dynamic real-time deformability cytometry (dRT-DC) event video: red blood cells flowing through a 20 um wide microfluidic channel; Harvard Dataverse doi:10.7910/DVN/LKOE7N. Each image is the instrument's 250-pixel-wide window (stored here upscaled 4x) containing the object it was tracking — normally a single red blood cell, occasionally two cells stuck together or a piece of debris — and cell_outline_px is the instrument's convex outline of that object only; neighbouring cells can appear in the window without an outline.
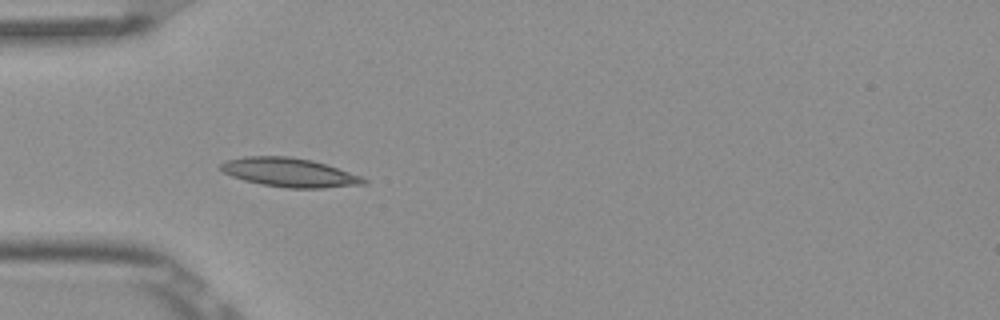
{"species": "Egyptian fruit bat (a non-hibernating species)", "species_latin": "Rousettus aegyptiacus", "temperature_condition": "room temperature", "stored_images_in_passage": 8, "camera_frame_rate_fps": 3000, "um_per_image_px": 0.085, "frame": {"image": 1, "passage_image": 4, "time_ms": 1.0, "image_size_px": [1000, 320], "cell_outline_px": [[368, 184], [324, 188], [288, 188], [260, 184], [244, 180], [232, 176], [224, 172], [220, 168], [220, 164], [228, 160], [244, 156], [288, 156], [312, 160], [360, 176], [368, 180]], "centroid_in_image_um": [24.6, 14.66], "position_along_channel_um": 60.4, "area_um2": 23.93}}
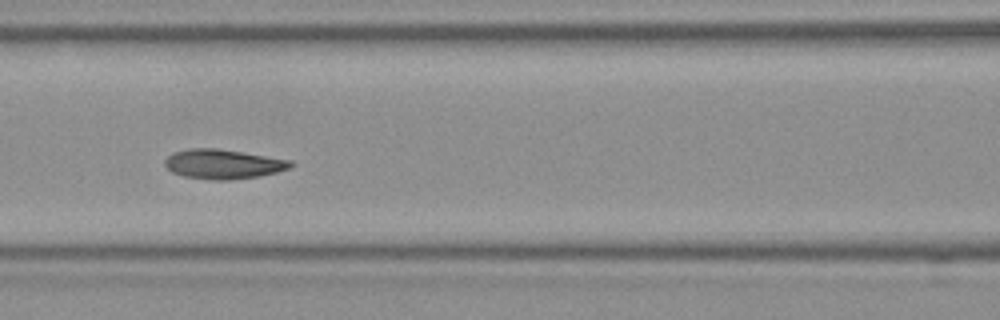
{"frame": {"image": 2, "passage_image": 6, "time_ms": 1.667, "image_size_px": [1000, 320], "cell_outline_px": [[296, 164], [288, 168], [276, 172], [260, 176], [228, 180], [212, 180], [184, 176], [172, 172], [164, 164], [164, 160], [172, 152], [188, 148], [216, 148], [292, 160]], "centroid_in_image_um": [18.96, 13.94], "position_along_channel_um": 147.6, "area_um2": 21.68}}
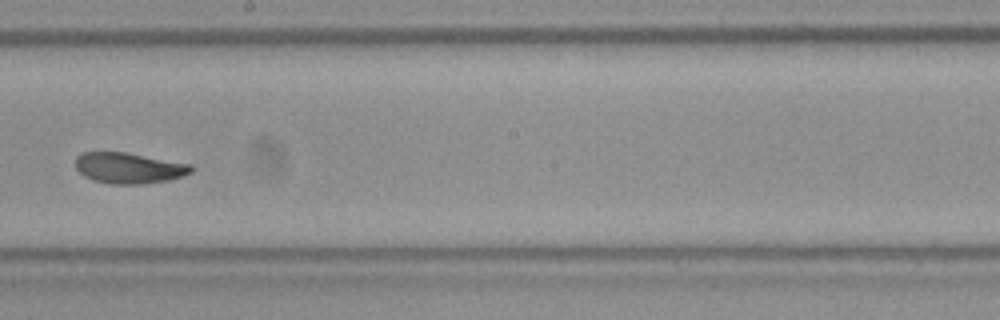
{"frame": {"image": 3, "passage_image": 8, "time_ms": 2.333, "image_size_px": [1000, 320], "cell_outline_px": [[196, 168], [192, 172], [184, 176], [168, 180], [140, 184], [108, 184], [92, 180], [84, 176], [76, 168], [76, 156], [80, 152], [124, 152], [192, 164]], "centroid_in_image_um": [10.97, 14.28], "position_along_channel_um": 237.2, "area_um2": 20.98}}